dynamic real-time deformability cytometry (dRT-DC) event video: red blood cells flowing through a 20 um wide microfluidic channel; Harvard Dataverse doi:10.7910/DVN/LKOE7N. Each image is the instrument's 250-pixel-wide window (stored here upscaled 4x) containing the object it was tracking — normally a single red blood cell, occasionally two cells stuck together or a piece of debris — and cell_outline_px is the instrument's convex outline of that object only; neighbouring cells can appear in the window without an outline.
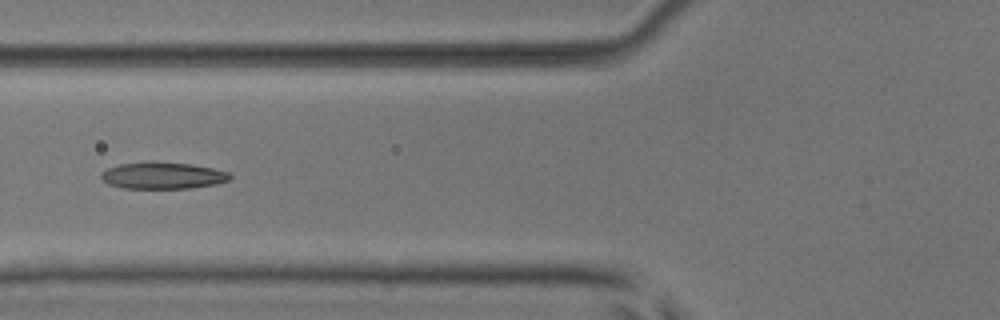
{"species": "common noctule bat (a hibernating species)", "species_latin": "Nyctalus noctula", "temperature_condition": "room temperature", "stored_images_in_passage": 5, "camera_frame_rate_fps": 3000, "um_per_image_px": 0.085, "animal": {"sex": "male", "body_mass_g": 17.9, "forearm_length_mm": 54.2}, "frame": {"image": 1, "passage_image": 5, "time_ms": 1.333, "image_size_px": [1000, 320], "cell_outline_px": [[232, 180], [216, 184], [192, 188], [124, 188], [108, 184], [100, 176], [100, 172], [108, 168], [120, 164], [148, 160], [152, 160], [192, 164], [212, 168], [228, 172], [232, 176]], "centroid_in_image_um": [13.84, 14.9], "position_along_channel_um": 112.0, "area_um2": 20.46}}